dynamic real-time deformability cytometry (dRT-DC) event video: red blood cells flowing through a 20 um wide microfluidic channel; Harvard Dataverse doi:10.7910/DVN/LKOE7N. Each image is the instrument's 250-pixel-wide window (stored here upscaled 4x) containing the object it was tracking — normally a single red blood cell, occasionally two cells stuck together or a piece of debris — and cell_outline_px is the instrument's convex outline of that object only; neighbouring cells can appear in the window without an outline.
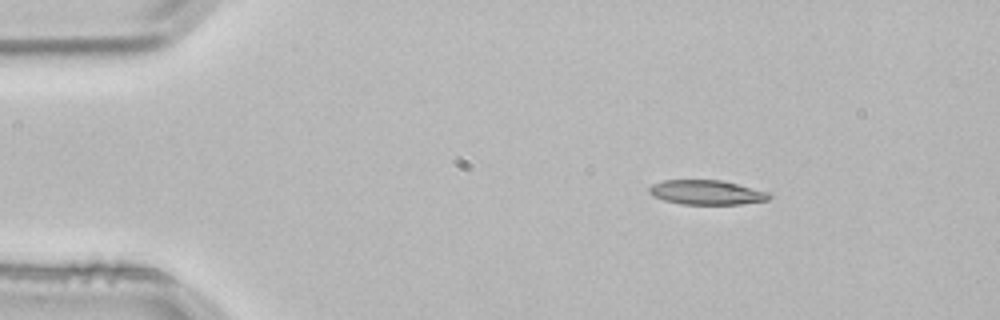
{"species": "common noctule bat (a hibernating species)", "species_latin": "Nyctalus noctula", "temperature_condition": "room temperature", "stored_images_in_passage": 3, "segment_of_instrument_passage": [1, 2], "camera_frame_rate_fps": 3000, "um_per_image_px": 0.085, "animal": {"sex": "male", "body_mass_g": 21.5, "forearm_length_mm": 52.0}, "frame": {"image": 1, "passage_image": 1, "time_ms": 0.0, "image_size_px": [1000, 320], "cell_outline_px": [[772, 196], [768, 200], [740, 204], [680, 204], [664, 200], [652, 196], [648, 192], [648, 188], [652, 184], [664, 180], [720, 180], [768, 192]], "centroid_in_image_um": [60.01, 16.36], "position_along_channel_um": 25.0, "area_um2": 17.05}}